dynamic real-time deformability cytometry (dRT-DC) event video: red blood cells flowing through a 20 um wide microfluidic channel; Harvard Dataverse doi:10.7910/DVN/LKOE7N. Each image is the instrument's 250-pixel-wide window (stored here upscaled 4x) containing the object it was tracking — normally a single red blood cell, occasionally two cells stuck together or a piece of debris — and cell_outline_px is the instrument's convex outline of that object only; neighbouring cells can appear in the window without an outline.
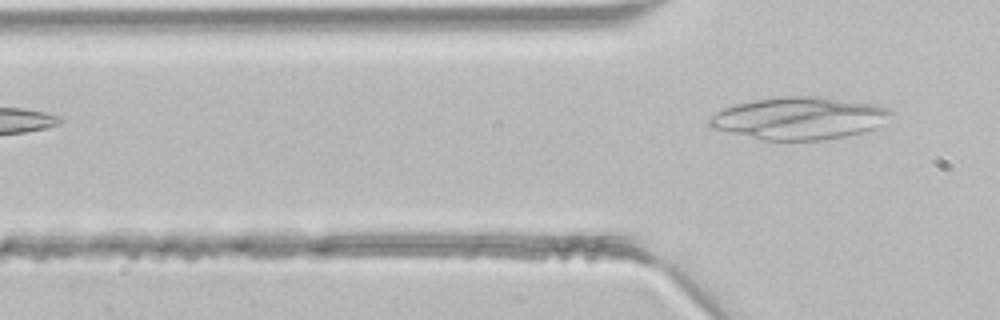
{"species": "common noctule bat (a hibernating species)", "species_latin": "Nyctalus noctula", "temperature_condition": "room temperature", "stored_images_in_passage": 4, "camera_frame_rate_fps": 3000, "um_per_image_px": 0.085, "animal": {"sex": "male", "body_mass_g": 21.5, "forearm_length_mm": 52.0}, "frame": {"image": 1, "passage_image": 4, "time_ms": 1.0, "image_size_px": [1000, 320], "cell_outline_px": [[896, 112], [884, 124], [876, 128], [864, 132], [824, 140], [760, 140], [712, 128], [708, 124], [708, 116], [724, 108], [736, 104], [756, 100], [780, 96], [824, 96], [872, 104], [888, 108]], "centroid_in_image_um": [67.96, 10.05], "position_along_channel_um": 57.8, "area_um2": 45.26}}